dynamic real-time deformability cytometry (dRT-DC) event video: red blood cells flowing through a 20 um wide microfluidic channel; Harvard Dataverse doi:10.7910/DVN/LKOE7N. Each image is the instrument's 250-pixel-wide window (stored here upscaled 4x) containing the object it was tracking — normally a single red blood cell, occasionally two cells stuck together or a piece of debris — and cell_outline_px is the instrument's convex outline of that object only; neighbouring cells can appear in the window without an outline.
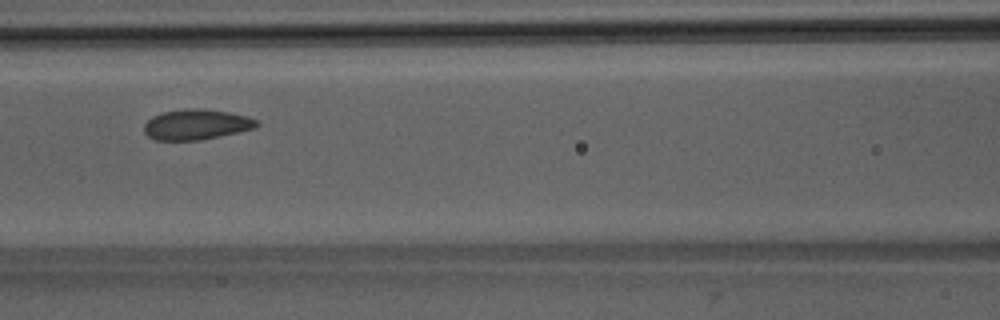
{"species": "Egyptian fruit bat (a non-hibernating species)", "species_latin": "Rousettus aegyptiacus", "temperature_condition": "room temperature", "stored_images_in_passage": 28, "camera_frame_rate_fps": 3000, "um_per_image_px": 0.085, "animal": {"sex": "male"}, "frame": {"image": 1, "passage_image": 8, "time_ms": 2.333, "image_size_px": [1000, 320], "cell_outline_px": [[260, 124], [256, 128], [200, 140], [156, 140], [148, 136], [144, 132], [144, 124], [152, 116], [164, 112], [184, 108], [200, 108], [228, 112], [248, 116], [256, 120]], "centroid_in_image_um": [16.69, 10.57], "position_along_channel_um": 149.9, "area_um2": 19.94}}
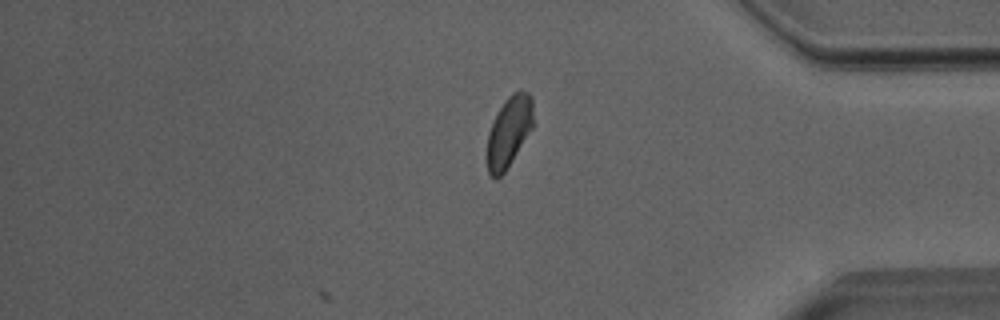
{"frame": {"image": 2, "passage_image": 28, "time_ms": 9.0, "image_size_px": [1000, 320], "cell_outline_px": [[532, 128], [504, 172], [500, 176], [492, 176], [488, 172], [484, 160], [484, 156], [488, 132], [504, 100], [512, 92], [520, 88], [528, 92], [532, 96]], "centroid_in_image_um": [43.21, 11.18], "position_along_channel_um": 392.0, "area_um2": 19.13}, "authors_computed_cell_mechanics": {"area_um2": 19.7098, "velocity_mm_per_s": 3.965, "shape_relaxation_time_tau1_ms": 4.5629, "shape_relaxation_time_tau2_ms": 0.7195, "deformation_change_tau1": 0.082, "deformation_change_tau2": 0.0515}}